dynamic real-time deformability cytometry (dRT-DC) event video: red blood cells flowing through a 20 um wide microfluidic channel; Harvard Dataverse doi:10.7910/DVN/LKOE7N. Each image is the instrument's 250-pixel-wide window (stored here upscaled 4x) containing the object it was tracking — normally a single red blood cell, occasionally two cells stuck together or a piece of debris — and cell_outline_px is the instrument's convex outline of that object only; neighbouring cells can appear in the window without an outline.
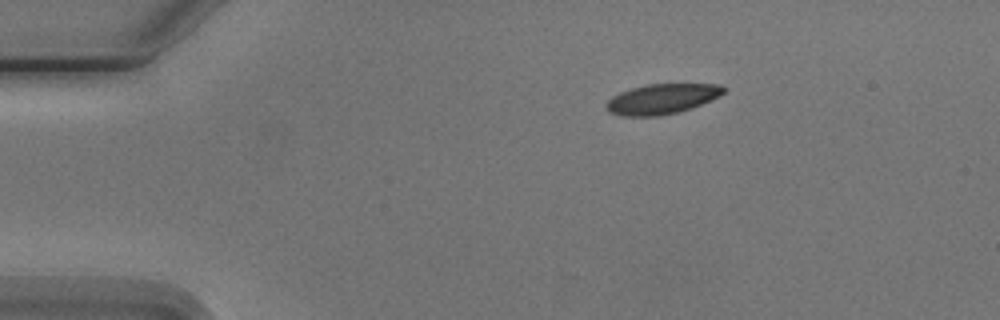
{"species": "Egyptian fruit bat (a non-hibernating species)", "species_latin": "Rousettus aegyptiacus", "temperature_condition": "cold", "stored_images_in_passage": 3, "camera_frame_rate_fps": 3000, "um_per_image_px": 0.085, "animal": {"sex": "male"}, "frame": {"image": 1, "passage_image": 3, "time_ms": 2.667, "image_size_px": [1000, 320], "cell_outline_px": [[728, 88], [720, 96], [712, 100], [692, 108], [676, 112], [656, 116], [620, 116], [608, 112], [604, 108], [604, 104], [612, 96], [620, 92], [632, 88], [648, 84], [720, 84]], "centroid_in_image_um": [56.25, 8.41], "position_along_channel_um": 28.7, "area_um2": 20.81}}